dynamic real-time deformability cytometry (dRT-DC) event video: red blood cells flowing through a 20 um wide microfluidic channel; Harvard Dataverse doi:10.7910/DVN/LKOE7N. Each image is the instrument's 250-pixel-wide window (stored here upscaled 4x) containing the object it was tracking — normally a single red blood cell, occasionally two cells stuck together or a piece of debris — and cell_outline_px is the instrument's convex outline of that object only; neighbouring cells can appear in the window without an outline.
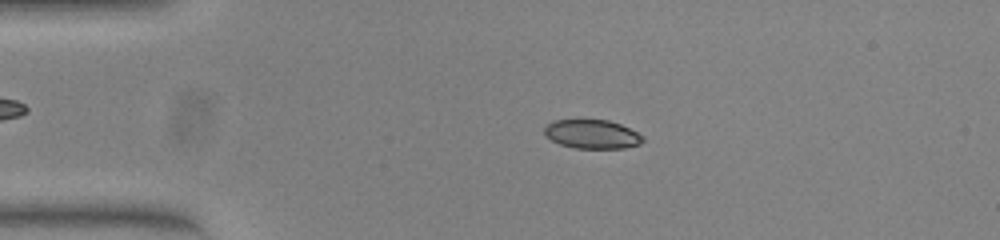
{"species": "common noctule bat (a hibernating species)", "species_latin": "Nyctalus noctula", "temperature_condition": "warm", "stored_images_in_passage": 53, "camera_frame_rate_fps": 3000, "um_per_image_px": 0.085, "animal": {"sex": "female", "body_mass_g": 23.0, "forearm_length_mm": 53.4}, "frame": {"image": 1, "passage_image": 11, "time_ms": 3.333, "image_size_px": [1000, 240], "cell_outline_px": [[644, 140], [640, 144], [624, 148], [576, 148], [560, 144], [552, 140], [544, 132], [544, 128], [552, 120], [608, 120], [620, 124], [644, 136]], "centroid_in_image_um": [50.34, 11.4], "position_along_channel_um": 34.7, "area_um2": 16.42}}
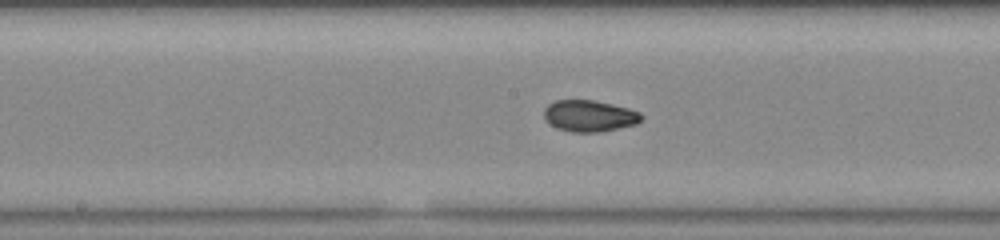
{"frame": {"image": 2, "passage_image": 27, "time_ms": 8.667, "image_size_px": [1000, 240], "cell_outline_px": [[644, 116], [636, 124], [600, 132], [572, 132], [556, 128], [544, 120], [544, 108], [548, 104], [556, 100], [596, 100], [628, 108], [640, 112]], "centroid_in_image_um": [50.08, 9.85], "position_along_channel_um": 198.1, "area_um2": 17.98}}
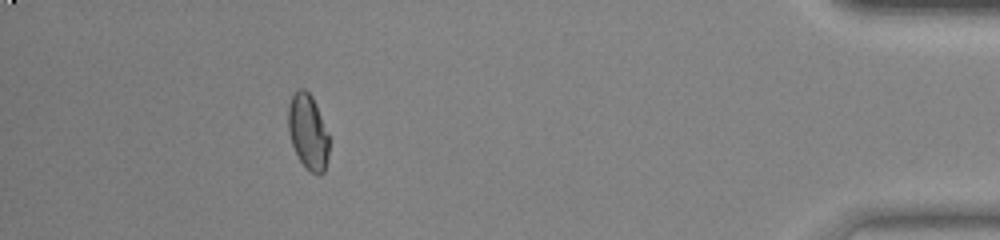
{"frame": {"image": 3, "passage_image": 48, "time_ms": 15.667, "image_size_px": [1000, 240], "cell_outline_px": [[328, 156], [324, 172], [320, 176], [304, 168], [292, 144], [288, 128], [288, 104], [292, 96], [300, 88], [304, 88], [312, 96], [316, 104], [328, 132]], "centroid_in_image_um": [26.18, 11.22], "position_along_channel_um": 409.0, "area_um2": 17.92}, "authors_computed_cell_mechanics": {"area_um2": 17.6868, "velocity_mm_per_s": 3.8346, "shape_relaxation_time_tau1_ms": 9.375, "shape_relaxation_time_tau2_ms": 1.2274, "deformation_change_tau1": 0.176, "deformation_change_tau2": 0.0452}}